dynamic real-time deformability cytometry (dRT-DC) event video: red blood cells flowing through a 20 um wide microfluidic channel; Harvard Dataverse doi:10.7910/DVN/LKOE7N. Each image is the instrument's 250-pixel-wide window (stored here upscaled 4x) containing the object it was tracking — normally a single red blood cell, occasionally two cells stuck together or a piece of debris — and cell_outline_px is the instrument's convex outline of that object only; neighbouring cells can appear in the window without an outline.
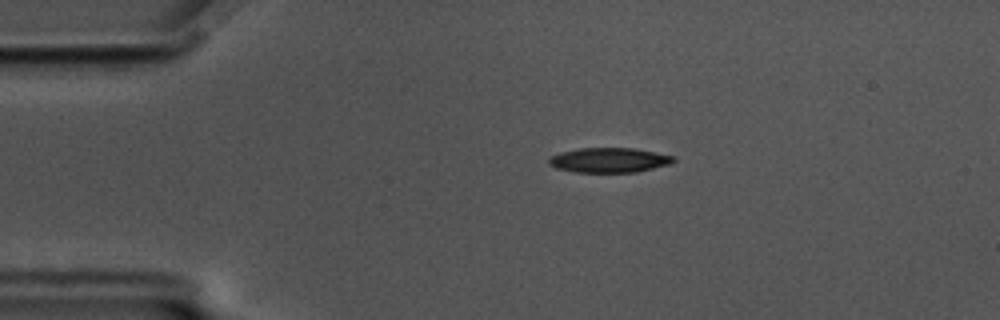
{"species": "common noctule bat (a hibernating species)", "species_latin": "Nyctalus noctula", "temperature_condition": "cold", "stored_images_in_passage": 47, "camera_frame_rate_fps": 3000, "um_per_image_px": 0.085, "animal": {"sex": "male", "body_mass_g": 17.5, "forearm_length_mm": 52.3}, "frame": {"image": 1, "passage_image": 1, "time_ms": 0.0, "image_size_px": [1000, 320], "cell_outline_px": [[676, 160], [672, 164], [636, 172], [576, 172], [556, 168], [548, 164], [548, 160], [552, 156], [560, 152], [580, 148], [636, 148], [676, 156]], "centroid_in_image_um": [51.83, 13.61], "position_along_channel_um": 33.2, "area_um2": 18.15}}
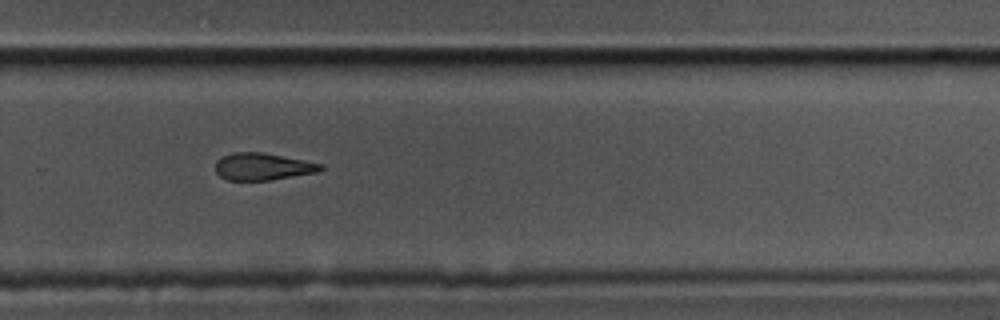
{"frame": {"image": 2, "passage_image": 28, "time_ms": 9.0, "image_size_px": [1000, 320], "cell_outline_px": [[324, 168], [316, 172], [268, 180], [228, 180], [220, 176], [216, 172], [216, 160], [232, 152], [264, 152], [324, 164]], "centroid_in_image_um": [22.32, 14.15], "position_along_channel_um": 307.5, "area_um2": 16.53}}
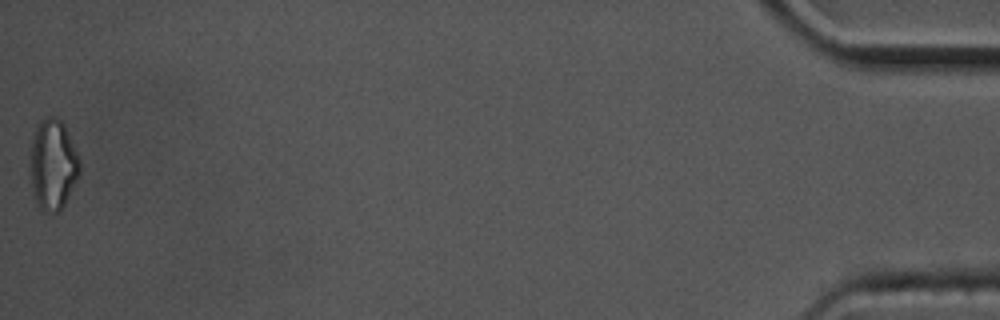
{"frame": {"image": 3, "passage_image": 47, "time_ms": 15.333, "image_size_px": [1000, 320], "cell_outline_px": [[80, 176], [60, 212], [52, 216], [40, 212], [32, 196], [32, 140], [36, 124], [40, 120], [48, 116], [56, 116], [64, 124], [80, 160]], "centroid_in_image_um": [4.51, 14.07], "position_along_channel_um": 430.7, "area_um2": 26.53}, "authors_computed_cell_mechanics": {"area_um2": 18.3804, "velocity_mm_per_s": 3.4973, "shape_relaxation_time_tau1_ms": 3.8095, "shape_relaxation_time_tau2_ms": null, "deformation_change_tau1": 0.164, "deformation_change_tau2": null}}